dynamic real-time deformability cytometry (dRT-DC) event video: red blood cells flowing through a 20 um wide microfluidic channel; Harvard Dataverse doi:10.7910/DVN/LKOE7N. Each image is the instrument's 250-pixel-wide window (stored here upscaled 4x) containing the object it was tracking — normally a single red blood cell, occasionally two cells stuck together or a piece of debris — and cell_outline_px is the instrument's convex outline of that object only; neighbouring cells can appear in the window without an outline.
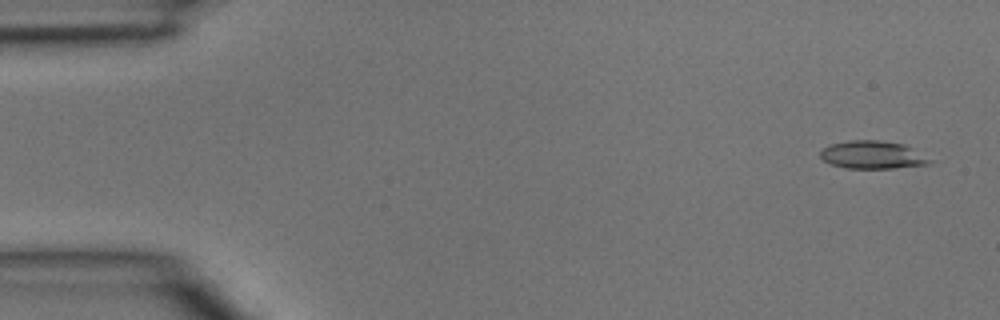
{"species": "common noctule bat (a hibernating species)", "species_latin": "Nyctalus noctula", "temperature_condition": "room temperature", "stored_images_in_passage": 45, "camera_frame_rate_fps": 3000, "um_per_image_px": 0.085, "animal": {"sex": "male", "body_mass_g": 15.6}, "frame": {"image": 1, "passage_image": 2, "time_ms": 0.333, "image_size_px": [1000, 320], "cell_outline_px": [[932, 160], [928, 164], [892, 168], [848, 168], [832, 164], [824, 160], [820, 156], [820, 152], [824, 148], [832, 144], [848, 140], [880, 140], [904, 144], [912, 148]], "centroid_in_image_um": [74.16, 13.15], "position_along_channel_um": 10.8, "area_um2": 17.51}}
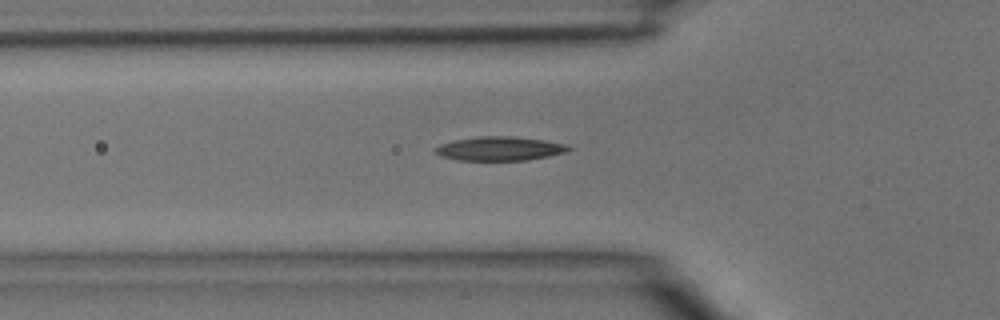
{"frame": {"image": 2, "passage_image": 15, "time_ms": 4.667, "image_size_px": [1000, 320], "cell_outline_px": [[572, 148], [564, 152], [548, 156], [524, 160], [460, 160], [440, 156], [432, 152], [432, 148], [440, 144], [452, 140], [480, 136], [512, 136], [544, 140], [568, 144]], "centroid_in_image_um": [42.41, 12.62], "position_along_channel_um": 83.4, "area_um2": 18.73}}
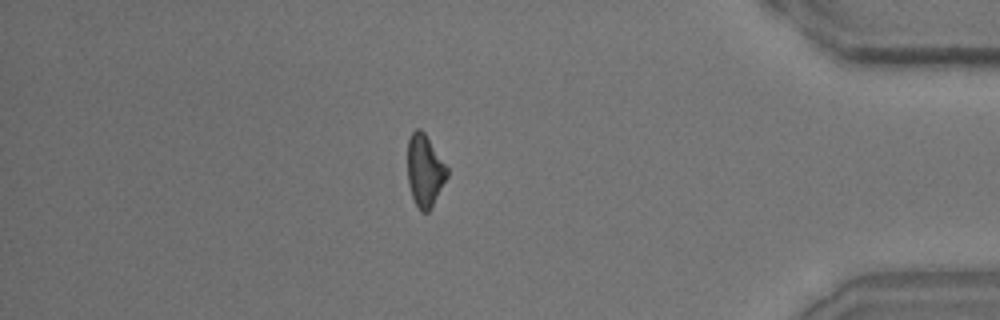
{"frame": {"image": 3, "passage_image": 39, "time_ms": 12.667, "image_size_px": [1000, 320], "cell_outline_px": [[448, 176], [428, 212], [420, 212], [412, 196], [408, 184], [408, 140], [412, 132], [416, 128], [420, 128], [424, 132], [448, 168]], "centroid_in_image_um": [36.1, 14.49], "position_along_channel_um": 399.1, "area_um2": 16.42}}